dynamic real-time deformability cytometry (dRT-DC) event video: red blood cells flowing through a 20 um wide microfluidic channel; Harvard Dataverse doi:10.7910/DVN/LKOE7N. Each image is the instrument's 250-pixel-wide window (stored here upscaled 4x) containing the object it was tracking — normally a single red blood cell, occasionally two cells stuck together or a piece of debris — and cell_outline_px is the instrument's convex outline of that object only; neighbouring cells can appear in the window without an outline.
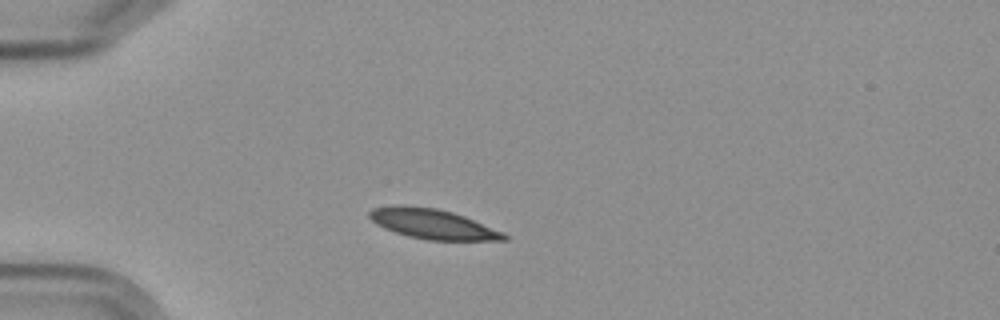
{"species": "Egyptian fruit bat (a non-hibernating species)", "species_latin": "Rousettus aegyptiacus", "temperature_condition": "cold", "stored_images_in_passage": 5, "camera_frame_rate_fps": 3000, "um_per_image_px": 0.085, "frame": {"image": 1, "passage_image": 1, "time_ms": 0.0, "image_size_px": [1000, 320], "cell_outline_px": [[508, 240], [428, 240], [408, 236], [384, 228], [376, 224], [368, 216], [368, 212], [372, 208], [392, 204], [396, 204], [436, 208], [452, 212], [464, 216], [504, 232], [508, 236]], "centroid_in_image_um": [36.75, 19.02], "position_along_channel_um": 48.3, "area_um2": 23.52}}
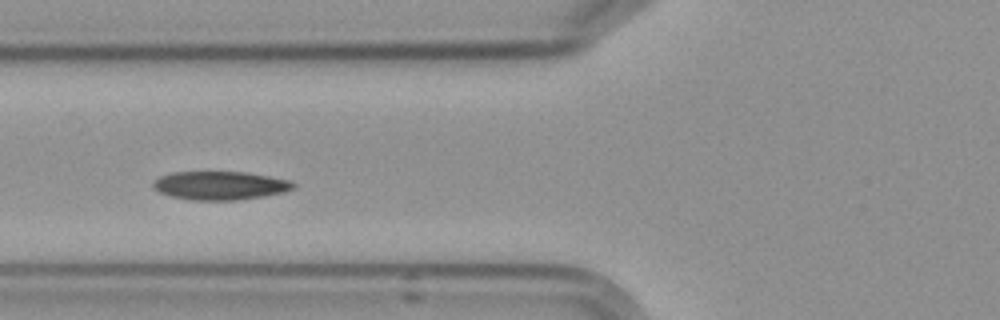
{"frame": {"image": 2, "passage_image": 3, "time_ms": 2.333, "image_size_px": [1000, 320], "cell_outline_px": [[296, 188], [284, 192], [264, 196], [236, 200], [192, 200], [172, 196], [160, 192], [152, 184], [160, 176], [172, 172], [248, 172], [292, 180], [296, 184]], "centroid_in_image_um": [18.79, 15.76], "position_along_channel_um": 107.0, "area_um2": 23.29}}
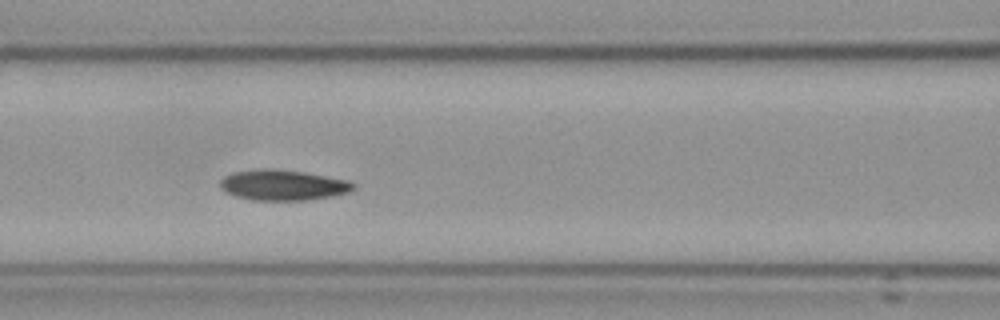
{"frame": {"image": 3, "passage_image": 4, "time_ms": 3.333, "image_size_px": [1000, 320], "cell_outline_px": [[356, 188], [348, 192], [332, 196], [304, 200], [252, 200], [236, 196], [224, 192], [220, 188], [220, 180], [224, 176], [232, 172], [252, 168], [276, 168], [304, 172], [348, 180], [356, 184]], "centroid_in_image_um": [24.01, 15.71], "position_along_channel_um": 142.6, "area_um2": 24.04}}